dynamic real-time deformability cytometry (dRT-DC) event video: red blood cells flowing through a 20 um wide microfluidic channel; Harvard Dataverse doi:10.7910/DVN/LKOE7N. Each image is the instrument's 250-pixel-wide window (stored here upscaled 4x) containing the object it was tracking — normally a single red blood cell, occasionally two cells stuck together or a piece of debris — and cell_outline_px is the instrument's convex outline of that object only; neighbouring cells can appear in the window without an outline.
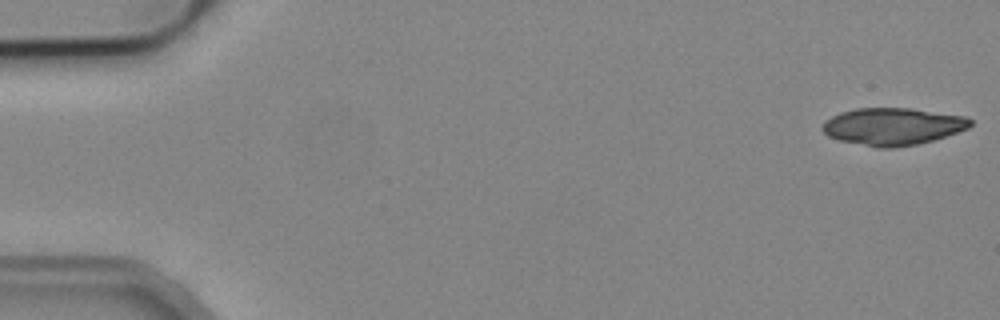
{"species": "common noctule bat (a hibernating species)", "species_latin": "Nyctalus noctula", "temperature_condition": "cold", "stored_images_in_passage": 52, "camera_frame_rate_fps": 3000, "um_per_image_px": 0.085, "animal": {"sex": "male", "body_mass_g": 19.2, "forearm_length_mm": 51.8}, "frame": {"image": 1, "passage_image": 1, "time_ms": 0.0, "image_size_px": [1000, 320], "cell_outline_px": [[972, 124], [968, 128], [932, 140], [916, 144], [892, 148], [880, 148], [840, 140], [828, 136], [820, 128], [824, 120], [840, 112], [856, 108], [912, 108], [968, 116], [972, 120]], "centroid_in_image_um": [75.87, 10.73], "position_along_channel_um": 9.1, "area_um2": 32.14}}
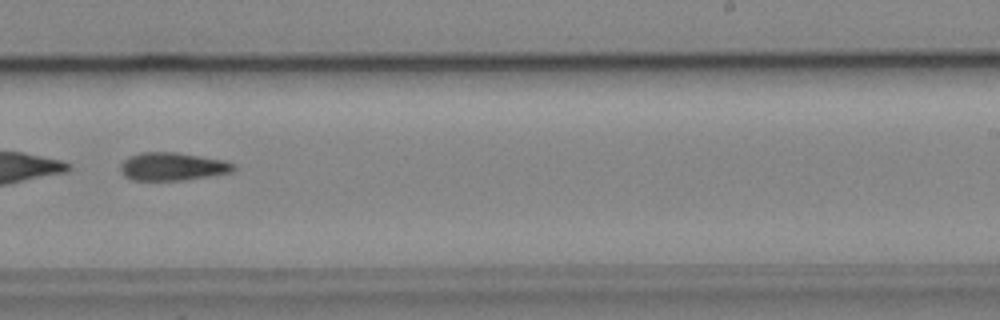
{"frame": {"image": 2, "passage_image": 33, "time_ms": 10.667, "image_size_px": [1000, 320], "cell_outline_px": [[236, 168], [232, 172], [212, 176], [184, 180], [132, 180], [124, 176], [120, 172], [120, 164], [128, 156], [140, 152], [176, 152], [224, 160], [232, 164]], "centroid_in_image_um": [14.63, 14.16], "position_along_channel_um": 274.4, "area_um2": 18.61}}